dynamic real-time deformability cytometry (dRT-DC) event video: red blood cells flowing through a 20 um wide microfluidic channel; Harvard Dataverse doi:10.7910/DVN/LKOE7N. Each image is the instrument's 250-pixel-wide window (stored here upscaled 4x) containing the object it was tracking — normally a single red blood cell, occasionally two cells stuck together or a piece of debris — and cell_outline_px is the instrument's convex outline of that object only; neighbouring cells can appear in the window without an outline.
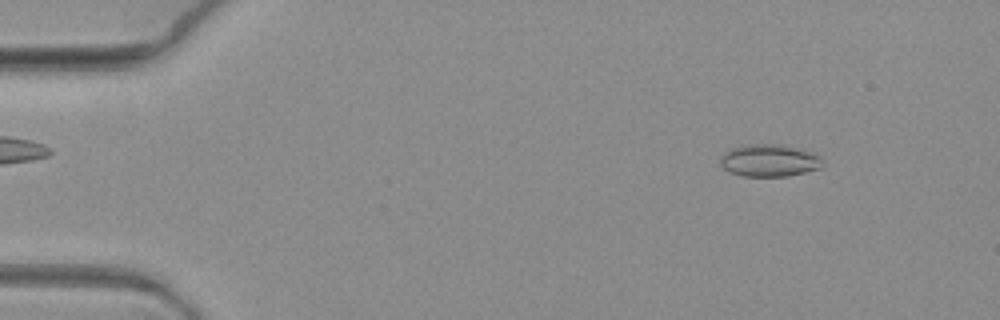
{"species": "common noctule bat (a hibernating species)", "species_latin": "Nyctalus noctula", "temperature_condition": "warm", "stored_images_in_passage": 6, "camera_frame_rate_fps": 3000, "um_per_image_px": 0.085, "animal": {"sex": "female", "body_mass_g": 19.3, "forearm_length_mm": 54.1}, "frame": {"image": 1, "passage_image": 1, "time_ms": 0.0, "image_size_px": [1000, 320], "cell_outline_px": [[824, 164], [820, 168], [788, 176], [744, 176], [732, 172], [724, 168], [720, 164], [720, 160], [724, 152], [732, 148], [752, 144], [776, 144], [796, 148], [820, 156]], "centroid_in_image_um": [65.39, 13.65], "position_along_channel_um": 19.6, "area_um2": 18.9}}
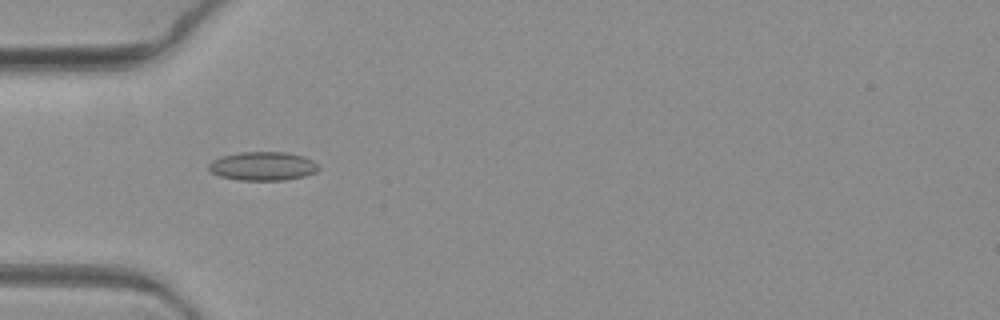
{"frame": {"image": 2, "passage_image": 5, "time_ms": 1.333, "image_size_px": [1000, 320], "cell_outline_px": [[320, 168], [316, 172], [304, 176], [284, 180], [240, 180], [220, 176], [212, 172], [208, 168], [208, 164], [212, 160], [224, 156], [240, 152], [284, 152], [304, 156], [320, 164]], "centroid_in_image_um": [22.38, 14.12], "position_along_channel_um": 62.6, "area_um2": 18.38}}